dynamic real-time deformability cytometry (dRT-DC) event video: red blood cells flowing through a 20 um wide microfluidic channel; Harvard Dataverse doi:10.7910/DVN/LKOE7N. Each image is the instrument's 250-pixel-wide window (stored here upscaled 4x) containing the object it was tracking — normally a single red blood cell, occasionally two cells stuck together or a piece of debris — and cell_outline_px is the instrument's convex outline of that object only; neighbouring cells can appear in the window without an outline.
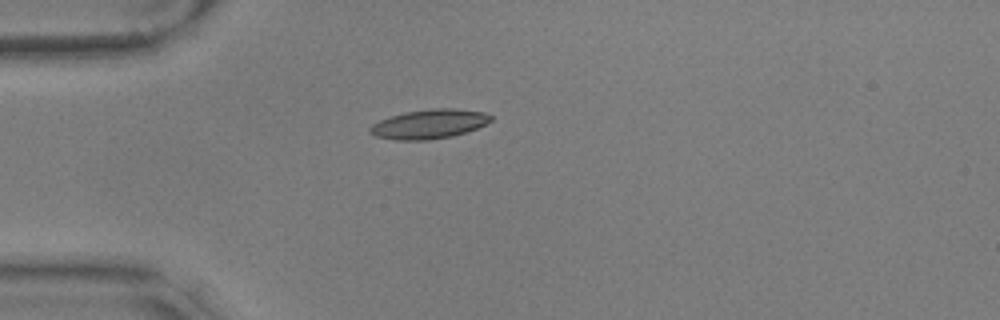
{"species": "common noctule bat (a hibernating species)", "species_latin": "Nyctalus noctula", "temperature_condition": "warm", "stored_images_in_passage": 42, "camera_frame_rate_fps": 3000, "um_per_image_px": 0.085, "animal": {"sex": "male", "body_mass_g": 17.9, "forearm_length_mm": 54.2}, "frame": {"image": 1, "passage_image": 1, "time_ms": 0.0, "image_size_px": [1000, 320], "cell_outline_px": [[492, 120], [476, 128], [452, 136], [428, 140], [396, 140], [376, 136], [368, 132], [368, 128], [372, 124], [380, 120], [404, 112], [432, 108], [452, 108], [484, 112], [492, 116]], "centroid_in_image_um": [36.45, 10.54], "position_along_channel_um": 48.6, "area_um2": 20.52}}
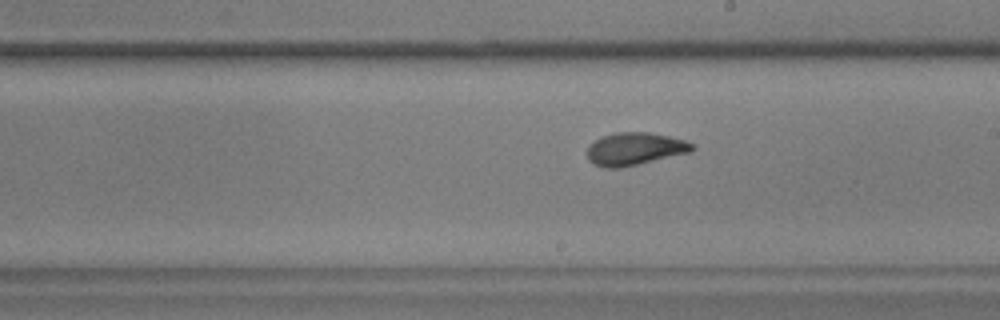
{"frame": {"image": 2, "passage_image": 18, "time_ms": 5.667, "image_size_px": [1000, 320], "cell_outline_px": [[696, 148], [692, 152], [620, 168], [604, 168], [588, 160], [584, 152], [588, 144], [604, 136], [616, 132], [648, 132], [668, 136], [684, 140], [692, 144]], "centroid_in_image_um": [53.92, 12.66], "position_along_channel_um": 235.1, "area_um2": 20.11}}
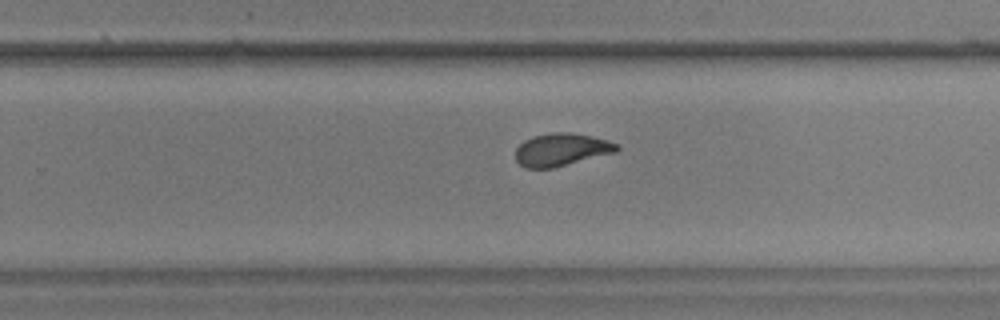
{"frame": {"image": 3, "passage_image": 22, "time_ms": 7.0, "image_size_px": [1000, 320], "cell_outline_px": [[620, 148], [616, 152], [552, 168], [524, 168], [516, 160], [516, 148], [524, 140], [532, 136], [552, 132], [572, 132], [592, 136], [608, 140], [616, 144]], "centroid_in_image_um": [47.7, 12.71], "position_along_channel_um": 282.1, "area_um2": 19.31}, "authors_computed_cell_mechanics": {"area_um2": 19.8832, "velocity_mm_per_s": 3.5483, "shape_relaxation_time_tau1_ms": 5.5821, "shape_relaxation_time_tau2_ms": 1.5318, "deformation_change_tau1": 0.1624, "deformation_change_tau2": 0.0692}}